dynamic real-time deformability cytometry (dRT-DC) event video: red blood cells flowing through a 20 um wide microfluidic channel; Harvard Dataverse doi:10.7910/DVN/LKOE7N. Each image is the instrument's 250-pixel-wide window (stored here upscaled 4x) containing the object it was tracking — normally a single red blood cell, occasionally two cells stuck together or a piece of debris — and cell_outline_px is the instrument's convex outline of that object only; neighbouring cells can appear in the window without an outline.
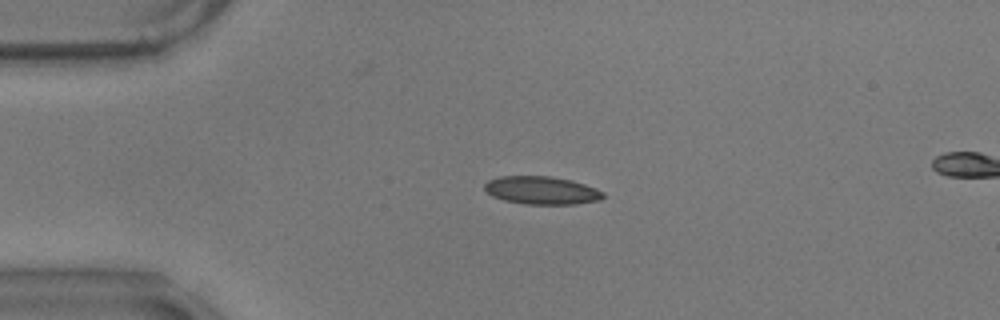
{"species": "common noctule bat (a hibernating species)", "species_latin": "Nyctalus noctula", "temperature_condition": "warm", "stored_images_in_passage": 45, "camera_frame_rate_fps": 3000, "um_per_image_px": 0.085, "animal": {"sex": "male", "body_mass_g": 17.9}, "frame": {"image": 1, "passage_image": 1, "time_ms": 0.0, "image_size_px": [1000, 320], "cell_outline_px": [[604, 196], [600, 200], [576, 204], [524, 204], [504, 200], [492, 196], [484, 188], [484, 184], [488, 180], [500, 176], [552, 176], [572, 180], [596, 188], [604, 192]], "centroid_in_image_um": [46.05, 16.18], "position_along_channel_um": 39.0, "area_um2": 19.42}}
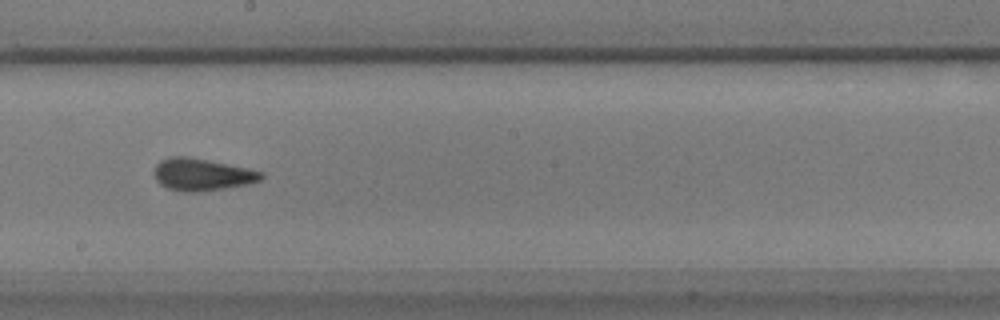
{"frame": {"image": 2, "passage_image": 20, "time_ms": 6.333, "image_size_px": [1000, 320], "cell_outline_px": [[264, 176], [260, 180], [248, 184], [224, 188], [196, 192], [184, 192], [168, 188], [160, 184], [156, 180], [156, 164], [160, 160], [168, 156], [188, 156], [248, 168], [264, 172]], "centroid_in_image_um": [17.18, 14.82], "position_along_channel_um": 231.0, "area_um2": 20.0}}
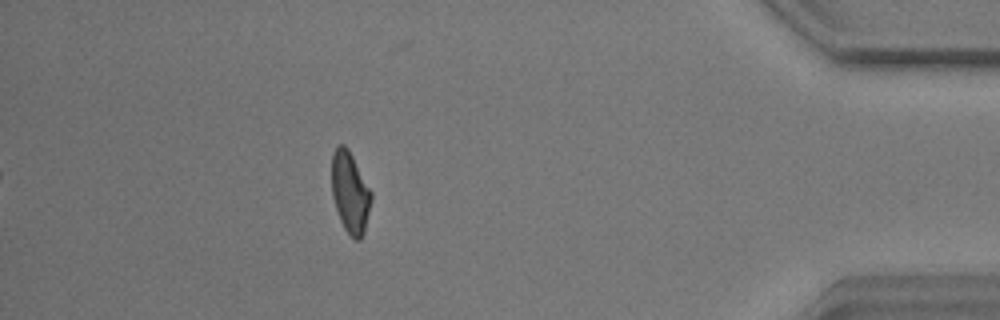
{"frame": {"image": 3, "passage_image": 39, "time_ms": 12.667, "image_size_px": [1000, 320], "cell_outline_px": [[372, 200], [364, 232], [360, 240], [356, 240], [344, 228], [340, 220], [332, 196], [332, 152], [340, 144], [344, 144], [348, 148], [372, 192]], "centroid_in_image_um": [29.76, 16.34], "position_along_channel_um": 405.4, "area_um2": 18.61}, "authors_computed_cell_mechanics": {"area_um2": 19.3052, "velocity_mm_per_s": 3.4986, "shape_relaxation_time_tau1_ms": 3.9643, "shape_relaxation_time_tau2_ms": 1.5206, "deformation_change_tau1": 0.1517, "deformation_change_tau2": 0.0938}}